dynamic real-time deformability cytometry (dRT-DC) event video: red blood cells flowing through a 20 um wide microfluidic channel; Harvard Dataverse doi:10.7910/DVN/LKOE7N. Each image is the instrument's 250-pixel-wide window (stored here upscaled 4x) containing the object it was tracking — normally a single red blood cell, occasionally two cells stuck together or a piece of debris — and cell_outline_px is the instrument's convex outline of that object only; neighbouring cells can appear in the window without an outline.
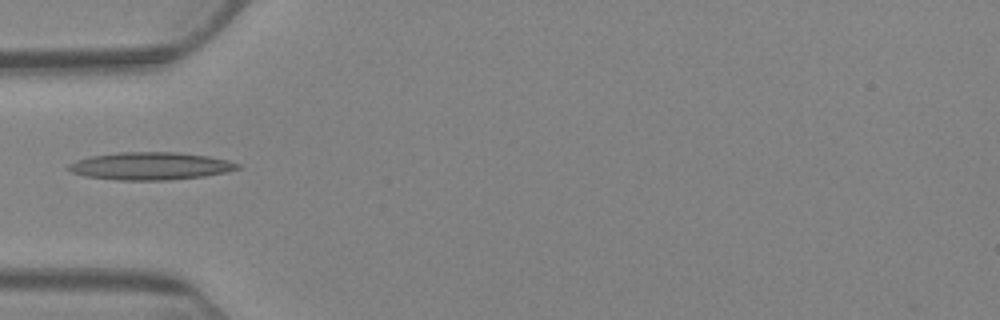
{"species": "Egyptian fruit bat (a non-hibernating species)", "species_latin": "Rousettus aegyptiacus", "temperature_condition": "warm", "stored_images_in_passage": 6, "camera_frame_rate_fps": 3000, "um_per_image_px": 0.085, "animal": {"sex": "female"}, "frame": {"image": 1, "passage_image": 2, "time_ms": 1.0, "image_size_px": [1000, 320], "cell_outline_px": [[240, 168], [224, 172], [204, 176], [168, 180], [116, 180], [88, 176], [72, 172], [68, 168], [68, 164], [76, 160], [92, 156], [116, 152], [176, 152], [208, 156], [228, 160], [240, 164]], "centroid_in_image_um": [12.79, 14.11], "position_along_channel_um": 72.2, "area_um2": 27.05}}
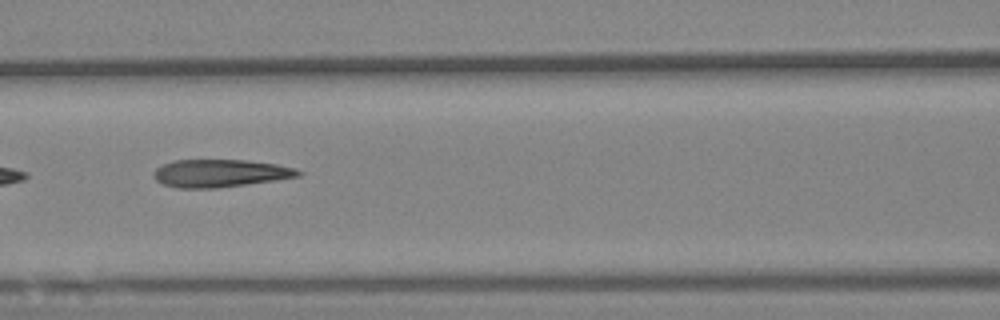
{"frame": {"image": 2, "passage_image": 4, "time_ms": 3.333, "image_size_px": [1000, 320], "cell_outline_px": [[304, 172], [300, 176], [216, 188], [176, 188], [164, 184], [156, 180], [152, 176], [152, 172], [156, 168], [172, 160], [244, 160], [276, 164], [296, 168]], "centroid_in_image_um": [18.68, 14.72], "position_along_channel_um": 147.9, "area_um2": 23.24}}
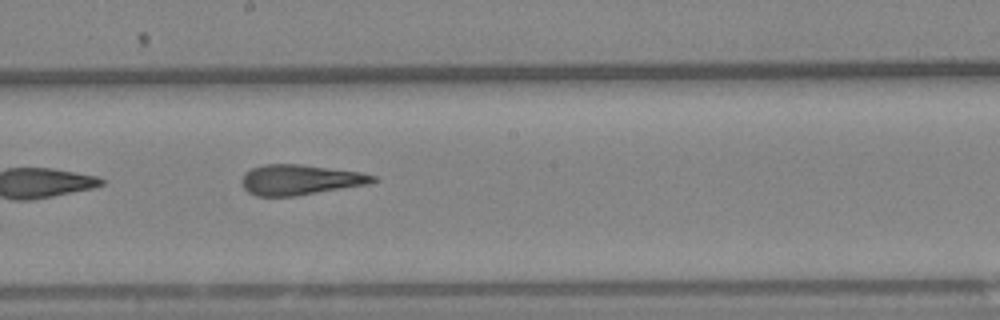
{"frame": {"image": 3, "passage_image": 6, "time_ms": 5.667, "image_size_px": [1000, 320], "cell_outline_px": [[380, 180], [372, 184], [296, 196], [256, 196], [248, 192], [240, 184], [240, 180], [244, 172], [252, 168], [264, 164], [300, 164], [360, 172], [380, 176]], "centroid_in_image_um": [25.55, 15.28], "position_along_channel_um": 222.6, "area_um2": 23.64}}